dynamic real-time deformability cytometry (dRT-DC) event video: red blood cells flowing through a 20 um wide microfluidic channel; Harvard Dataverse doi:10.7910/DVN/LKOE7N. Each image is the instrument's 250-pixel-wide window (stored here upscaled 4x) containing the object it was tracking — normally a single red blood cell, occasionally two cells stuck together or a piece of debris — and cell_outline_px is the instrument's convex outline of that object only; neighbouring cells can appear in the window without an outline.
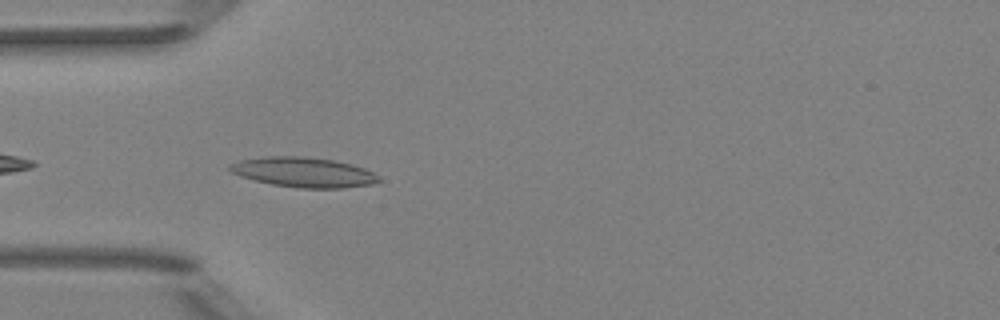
{"species": "Egyptian fruit bat (a non-hibernating species)", "species_latin": "Rousettus aegyptiacus", "temperature_condition": "room temperature", "stored_images_in_passage": 38, "camera_frame_rate_fps": 3000, "um_per_image_px": 0.085, "animal": {"sex": "female"}, "frame": {"image": 1, "passage_image": 2, "time_ms": 0.333, "image_size_px": [1000, 320], "cell_outline_px": [[380, 180], [372, 184], [340, 188], [300, 188], [272, 184], [240, 176], [232, 172], [228, 168], [228, 164], [240, 160], [264, 156], [304, 156], [332, 160], [352, 164], [364, 168], [380, 176]], "centroid_in_image_um": [25.79, 14.63], "position_along_channel_um": 59.2, "area_um2": 25.89}}
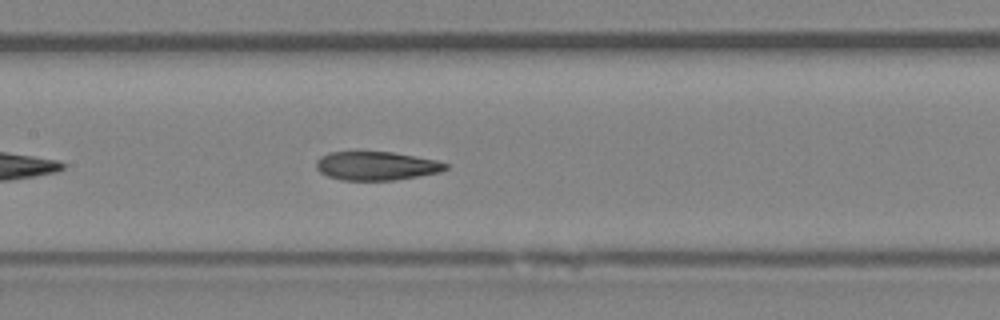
{"frame": {"image": 2, "passage_image": 11, "time_ms": 3.333, "image_size_px": [1000, 320], "cell_outline_px": [[448, 168], [440, 172], [396, 180], [340, 180], [328, 176], [320, 172], [316, 168], [316, 160], [320, 156], [328, 152], [392, 152], [436, 160], [448, 164]], "centroid_in_image_um": [31.97, 14.1], "position_along_channel_um": 175.4, "area_um2": 21.62}}
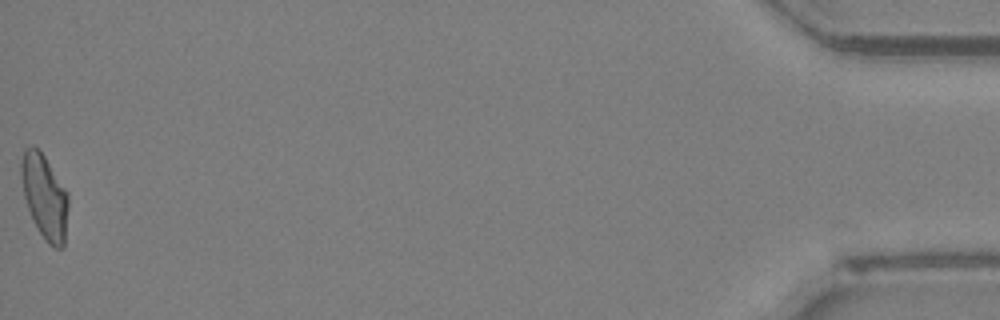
{"frame": {"image": 3, "passage_image": 38, "time_ms": 12.333, "image_size_px": [1000, 320], "cell_outline_px": [[68, 208], [64, 244], [60, 248], [56, 248], [48, 244], [40, 232], [28, 208], [24, 196], [20, 172], [20, 164], [24, 148], [32, 144], [44, 156], [68, 192]], "centroid_in_image_um": [3.79, 16.68], "position_along_channel_um": 431.4, "area_um2": 22.89}, "authors_computed_cell_mechanics": {"area_um2": 22.4553, "velocity_mm_per_s": 3.9828, "shape_relaxation_time_tau1_ms": null, "shape_relaxation_time_tau2_ms": 3.0777, "deformation_change_tau1": null, "deformation_change_tau2": 0.0957}}